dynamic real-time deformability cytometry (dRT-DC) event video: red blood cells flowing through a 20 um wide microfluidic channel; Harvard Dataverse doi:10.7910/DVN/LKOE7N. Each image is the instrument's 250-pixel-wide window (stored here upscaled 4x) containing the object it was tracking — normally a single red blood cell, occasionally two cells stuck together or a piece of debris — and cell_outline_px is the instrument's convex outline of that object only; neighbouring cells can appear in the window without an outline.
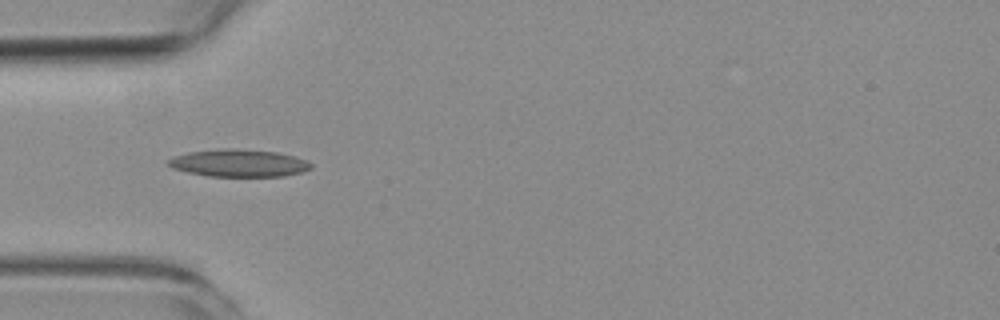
{"species": "common noctule bat (a hibernating species)", "species_latin": "Nyctalus noctula", "temperature_condition": "room temperature", "stored_images_in_passage": 7, "camera_frame_rate_fps": 3000, "um_per_image_px": 0.085, "animal": {"sex": "female", "body_mass_g": 19.3, "forearm_length_mm": 54.1}, "frame": {"image": 1, "passage_image": 5, "time_ms": 5.333, "image_size_px": [1000, 320], "cell_outline_px": [[312, 168], [300, 172], [284, 176], [208, 176], [188, 172], [172, 168], [168, 164], [168, 160], [176, 156], [188, 152], [232, 148], [276, 152], [308, 160], [312, 164]], "centroid_in_image_um": [20.32, 13.87], "position_along_channel_um": 64.7, "area_um2": 22.48}}
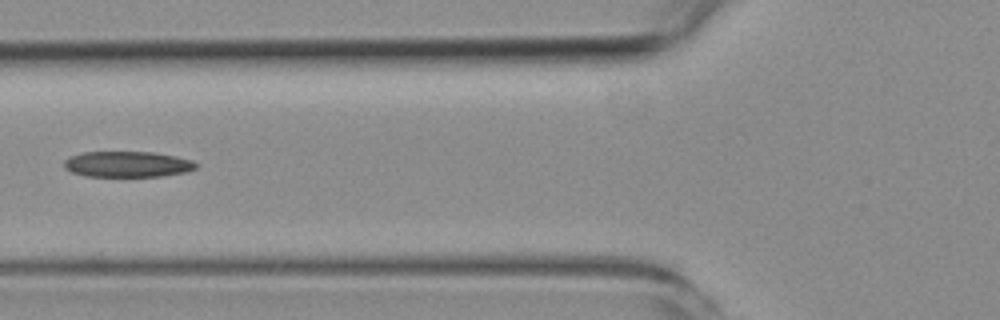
{"frame": {"image": 2, "passage_image": 6, "time_ms": 6.667, "image_size_px": [1000, 320], "cell_outline_px": [[196, 168], [184, 172], [164, 176], [84, 176], [72, 172], [64, 168], [64, 160], [72, 156], [84, 152], [152, 152], [176, 156], [192, 160], [196, 164]], "centroid_in_image_um": [10.82, 13.96], "position_along_channel_um": 115.0, "area_um2": 19.71}}
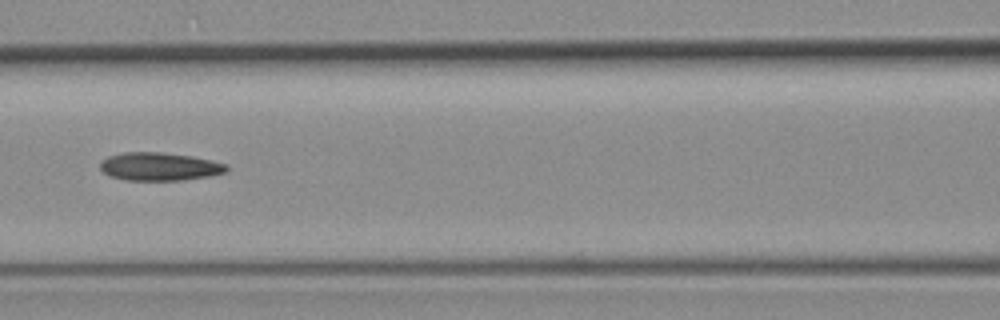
{"frame": {"image": 3, "passage_image": 7, "time_ms": 7.667, "image_size_px": [1000, 320], "cell_outline_px": [[228, 168], [224, 172], [208, 176], [184, 180], [124, 180], [108, 176], [100, 168], [100, 164], [108, 156], [124, 152], [160, 152], [192, 156], [212, 160], [228, 164]], "centroid_in_image_um": [13.55, 14.16], "position_along_channel_um": 153.0, "area_um2": 20.69}}